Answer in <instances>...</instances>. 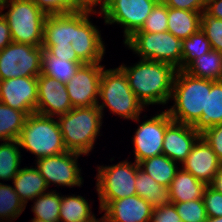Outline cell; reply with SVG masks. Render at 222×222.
<instances>
[{"label": "cell", "mask_w": 222, "mask_h": 222, "mask_svg": "<svg viewBox=\"0 0 222 222\" xmlns=\"http://www.w3.org/2000/svg\"><path fill=\"white\" fill-rule=\"evenodd\" d=\"M12 42L10 28L7 20L0 12V51L3 50L8 44Z\"/></svg>", "instance_id": "44"}, {"label": "cell", "mask_w": 222, "mask_h": 222, "mask_svg": "<svg viewBox=\"0 0 222 222\" xmlns=\"http://www.w3.org/2000/svg\"><path fill=\"white\" fill-rule=\"evenodd\" d=\"M157 4H166L168 0H156Z\"/></svg>", "instance_id": "49"}, {"label": "cell", "mask_w": 222, "mask_h": 222, "mask_svg": "<svg viewBox=\"0 0 222 222\" xmlns=\"http://www.w3.org/2000/svg\"><path fill=\"white\" fill-rule=\"evenodd\" d=\"M27 114L0 102V141L17 140Z\"/></svg>", "instance_id": "30"}, {"label": "cell", "mask_w": 222, "mask_h": 222, "mask_svg": "<svg viewBox=\"0 0 222 222\" xmlns=\"http://www.w3.org/2000/svg\"><path fill=\"white\" fill-rule=\"evenodd\" d=\"M7 20L13 42L42 47L47 14L32 0H4L0 12Z\"/></svg>", "instance_id": "5"}, {"label": "cell", "mask_w": 222, "mask_h": 222, "mask_svg": "<svg viewBox=\"0 0 222 222\" xmlns=\"http://www.w3.org/2000/svg\"><path fill=\"white\" fill-rule=\"evenodd\" d=\"M135 188L137 195L149 202L153 208L173 203L169 187L158 184L152 177L141 170L138 164Z\"/></svg>", "instance_id": "25"}, {"label": "cell", "mask_w": 222, "mask_h": 222, "mask_svg": "<svg viewBox=\"0 0 222 222\" xmlns=\"http://www.w3.org/2000/svg\"><path fill=\"white\" fill-rule=\"evenodd\" d=\"M95 222H105V221H104L103 218L101 217V218H99L98 220H96Z\"/></svg>", "instance_id": "51"}, {"label": "cell", "mask_w": 222, "mask_h": 222, "mask_svg": "<svg viewBox=\"0 0 222 222\" xmlns=\"http://www.w3.org/2000/svg\"><path fill=\"white\" fill-rule=\"evenodd\" d=\"M201 137L207 142L222 162V124L215 125L205 130L201 133Z\"/></svg>", "instance_id": "40"}, {"label": "cell", "mask_w": 222, "mask_h": 222, "mask_svg": "<svg viewBox=\"0 0 222 222\" xmlns=\"http://www.w3.org/2000/svg\"><path fill=\"white\" fill-rule=\"evenodd\" d=\"M200 28L209 40L211 48L222 52V19L211 17L203 11Z\"/></svg>", "instance_id": "36"}, {"label": "cell", "mask_w": 222, "mask_h": 222, "mask_svg": "<svg viewBox=\"0 0 222 222\" xmlns=\"http://www.w3.org/2000/svg\"><path fill=\"white\" fill-rule=\"evenodd\" d=\"M124 44L141 59L165 62L176 69L181 65L182 40L168 31L158 33L136 31Z\"/></svg>", "instance_id": "7"}, {"label": "cell", "mask_w": 222, "mask_h": 222, "mask_svg": "<svg viewBox=\"0 0 222 222\" xmlns=\"http://www.w3.org/2000/svg\"><path fill=\"white\" fill-rule=\"evenodd\" d=\"M150 222H182L174 204L153 208Z\"/></svg>", "instance_id": "41"}, {"label": "cell", "mask_w": 222, "mask_h": 222, "mask_svg": "<svg viewBox=\"0 0 222 222\" xmlns=\"http://www.w3.org/2000/svg\"><path fill=\"white\" fill-rule=\"evenodd\" d=\"M94 13L98 12L90 8L74 12V37L71 45L83 63H100L105 54L101 31L89 19V14Z\"/></svg>", "instance_id": "11"}, {"label": "cell", "mask_w": 222, "mask_h": 222, "mask_svg": "<svg viewBox=\"0 0 222 222\" xmlns=\"http://www.w3.org/2000/svg\"><path fill=\"white\" fill-rule=\"evenodd\" d=\"M42 48L47 50L56 58L66 59L67 61L83 63L76 55L72 45H42Z\"/></svg>", "instance_id": "42"}, {"label": "cell", "mask_w": 222, "mask_h": 222, "mask_svg": "<svg viewBox=\"0 0 222 222\" xmlns=\"http://www.w3.org/2000/svg\"><path fill=\"white\" fill-rule=\"evenodd\" d=\"M43 48L11 42L0 51V80L38 77L41 74Z\"/></svg>", "instance_id": "10"}, {"label": "cell", "mask_w": 222, "mask_h": 222, "mask_svg": "<svg viewBox=\"0 0 222 222\" xmlns=\"http://www.w3.org/2000/svg\"><path fill=\"white\" fill-rule=\"evenodd\" d=\"M207 90H211V80L177 70L171 94L174 105L166 110L171 119L193 125L206 112Z\"/></svg>", "instance_id": "2"}, {"label": "cell", "mask_w": 222, "mask_h": 222, "mask_svg": "<svg viewBox=\"0 0 222 222\" xmlns=\"http://www.w3.org/2000/svg\"><path fill=\"white\" fill-rule=\"evenodd\" d=\"M104 68L105 66L100 63H84L65 84L73 108L92 107L98 104Z\"/></svg>", "instance_id": "13"}, {"label": "cell", "mask_w": 222, "mask_h": 222, "mask_svg": "<svg viewBox=\"0 0 222 222\" xmlns=\"http://www.w3.org/2000/svg\"><path fill=\"white\" fill-rule=\"evenodd\" d=\"M208 0H168L167 7L175 9L203 12L206 9Z\"/></svg>", "instance_id": "43"}, {"label": "cell", "mask_w": 222, "mask_h": 222, "mask_svg": "<svg viewBox=\"0 0 222 222\" xmlns=\"http://www.w3.org/2000/svg\"><path fill=\"white\" fill-rule=\"evenodd\" d=\"M37 77H17L0 80V102L27 115L36 113Z\"/></svg>", "instance_id": "15"}, {"label": "cell", "mask_w": 222, "mask_h": 222, "mask_svg": "<svg viewBox=\"0 0 222 222\" xmlns=\"http://www.w3.org/2000/svg\"><path fill=\"white\" fill-rule=\"evenodd\" d=\"M184 71L197 78L222 80V52L211 49L192 61Z\"/></svg>", "instance_id": "26"}, {"label": "cell", "mask_w": 222, "mask_h": 222, "mask_svg": "<svg viewBox=\"0 0 222 222\" xmlns=\"http://www.w3.org/2000/svg\"><path fill=\"white\" fill-rule=\"evenodd\" d=\"M200 137L201 134L192 125L172 121L166 127L162 154L182 164Z\"/></svg>", "instance_id": "19"}, {"label": "cell", "mask_w": 222, "mask_h": 222, "mask_svg": "<svg viewBox=\"0 0 222 222\" xmlns=\"http://www.w3.org/2000/svg\"><path fill=\"white\" fill-rule=\"evenodd\" d=\"M47 15L68 14L84 9L78 0H32Z\"/></svg>", "instance_id": "37"}, {"label": "cell", "mask_w": 222, "mask_h": 222, "mask_svg": "<svg viewBox=\"0 0 222 222\" xmlns=\"http://www.w3.org/2000/svg\"><path fill=\"white\" fill-rule=\"evenodd\" d=\"M205 222H222V217H208Z\"/></svg>", "instance_id": "48"}, {"label": "cell", "mask_w": 222, "mask_h": 222, "mask_svg": "<svg viewBox=\"0 0 222 222\" xmlns=\"http://www.w3.org/2000/svg\"><path fill=\"white\" fill-rule=\"evenodd\" d=\"M25 208L14 187L0 183V221L15 220Z\"/></svg>", "instance_id": "34"}, {"label": "cell", "mask_w": 222, "mask_h": 222, "mask_svg": "<svg viewBox=\"0 0 222 222\" xmlns=\"http://www.w3.org/2000/svg\"><path fill=\"white\" fill-rule=\"evenodd\" d=\"M206 186L204 182L199 181L191 173L181 168L176 172L169 186L172 202L203 199Z\"/></svg>", "instance_id": "22"}, {"label": "cell", "mask_w": 222, "mask_h": 222, "mask_svg": "<svg viewBox=\"0 0 222 222\" xmlns=\"http://www.w3.org/2000/svg\"><path fill=\"white\" fill-rule=\"evenodd\" d=\"M201 12L168 7L167 31L180 40L189 38L201 27Z\"/></svg>", "instance_id": "24"}, {"label": "cell", "mask_w": 222, "mask_h": 222, "mask_svg": "<svg viewBox=\"0 0 222 222\" xmlns=\"http://www.w3.org/2000/svg\"><path fill=\"white\" fill-rule=\"evenodd\" d=\"M221 166L222 162L215 152L200 137L193 145L181 168L206 185H211Z\"/></svg>", "instance_id": "18"}, {"label": "cell", "mask_w": 222, "mask_h": 222, "mask_svg": "<svg viewBox=\"0 0 222 222\" xmlns=\"http://www.w3.org/2000/svg\"><path fill=\"white\" fill-rule=\"evenodd\" d=\"M211 49L209 40L200 28L189 38L182 40V61L177 70H184L192 61Z\"/></svg>", "instance_id": "33"}, {"label": "cell", "mask_w": 222, "mask_h": 222, "mask_svg": "<svg viewBox=\"0 0 222 222\" xmlns=\"http://www.w3.org/2000/svg\"><path fill=\"white\" fill-rule=\"evenodd\" d=\"M173 204L182 222H205L208 218L203 199Z\"/></svg>", "instance_id": "35"}, {"label": "cell", "mask_w": 222, "mask_h": 222, "mask_svg": "<svg viewBox=\"0 0 222 222\" xmlns=\"http://www.w3.org/2000/svg\"><path fill=\"white\" fill-rule=\"evenodd\" d=\"M168 7L165 4H156L138 31L149 33L166 32L168 25Z\"/></svg>", "instance_id": "38"}, {"label": "cell", "mask_w": 222, "mask_h": 222, "mask_svg": "<svg viewBox=\"0 0 222 222\" xmlns=\"http://www.w3.org/2000/svg\"><path fill=\"white\" fill-rule=\"evenodd\" d=\"M96 190L99 201H113L136 195L137 163L121 161L112 166H98Z\"/></svg>", "instance_id": "8"}, {"label": "cell", "mask_w": 222, "mask_h": 222, "mask_svg": "<svg viewBox=\"0 0 222 222\" xmlns=\"http://www.w3.org/2000/svg\"><path fill=\"white\" fill-rule=\"evenodd\" d=\"M34 200L32 212L34 220H44L50 222H59L61 195L55 190L40 194Z\"/></svg>", "instance_id": "32"}, {"label": "cell", "mask_w": 222, "mask_h": 222, "mask_svg": "<svg viewBox=\"0 0 222 222\" xmlns=\"http://www.w3.org/2000/svg\"><path fill=\"white\" fill-rule=\"evenodd\" d=\"M84 63L67 61L66 59L56 58L47 50L43 49L41 74L55 78L61 83H68L79 67Z\"/></svg>", "instance_id": "29"}, {"label": "cell", "mask_w": 222, "mask_h": 222, "mask_svg": "<svg viewBox=\"0 0 222 222\" xmlns=\"http://www.w3.org/2000/svg\"><path fill=\"white\" fill-rule=\"evenodd\" d=\"M203 201L208 217H222V193L211 185H207Z\"/></svg>", "instance_id": "39"}, {"label": "cell", "mask_w": 222, "mask_h": 222, "mask_svg": "<svg viewBox=\"0 0 222 222\" xmlns=\"http://www.w3.org/2000/svg\"><path fill=\"white\" fill-rule=\"evenodd\" d=\"M138 165L141 170L164 187L170 186L179 168L176 162L164 154L144 159Z\"/></svg>", "instance_id": "28"}, {"label": "cell", "mask_w": 222, "mask_h": 222, "mask_svg": "<svg viewBox=\"0 0 222 222\" xmlns=\"http://www.w3.org/2000/svg\"><path fill=\"white\" fill-rule=\"evenodd\" d=\"M101 216L105 222H150L153 207L139 195L113 201H99Z\"/></svg>", "instance_id": "16"}, {"label": "cell", "mask_w": 222, "mask_h": 222, "mask_svg": "<svg viewBox=\"0 0 222 222\" xmlns=\"http://www.w3.org/2000/svg\"><path fill=\"white\" fill-rule=\"evenodd\" d=\"M14 190L21 201L26 204L29 200L37 198L40 194L46 193L48 185L41 176L36 166L21 168L18 174L12 179Z\"/></svg>", "instance_id": "21"}, {"label": "cell", "mask_w": 222, "mask_h": 222, "mask_svg": "<svg viewBox=\"0 0 222 222\" xmlns=\"http://www.w3.org/2000/svg\"><path fill=\"white\" fill-rule=\"evenodd\" d=\"M88 200L82 196H61L59 222H95Z\"/></svg>", "instance_id": "27"}, {"label": "cell", "mask_w": 222, "mask_h": 222, "mask_svg": "<svg viewBox=\"0 0 222 222\" xmlns=\"http://www.w3.org/2000/svg\"><path fill=\"white\" fill-rule=\"evenodd\" d=\"M56 118L32 113L27 116L20 136V148L43 158L56 156L67 151Z\"/></svg>", "instance_id": "6"}, {"label": "cell", "mask_w": 222, "mask_h": 222, "mask_svg": "<svg viewBox=\"0 0 222 222\" xmlns=\"http://www.w3.org/2000/svg\"><path fill=\"white\" fill-rule=\"evenodd\" d=\"M219 124H222V80H211V90H207L206 112H202L192 127L201 134Z\"/></svg>", "instance_id": "23"}, {"label": "cell", "mask_w": 222, "mask_h": 222, "mask_svg": "<svg viewBox=\"0 0 222 222\" xmlns=\"http://www.w3.org/2000/svg\"><path fill=\"white\" fill-rule=\"evenodd\" d=\"M37 83L38 99L36 113L58 117L66 114L73 108L64 83L43 74L37 77Z\"/></svg>", "instance_id": "17"}, {"label": "cell", "mask_w": 222, "mask_h": 222, "mask_svg": "<svg viewBox=\"0 0 222 222\" xmlns=\"http://www.w3.org/2000/svg\"><path fill=\"white\" fill-rule=\"evenodd\" d=\"M74 37V12L47 15L42 45H69Z\"/></svg>", "instance_id": "20"}, {"label": "cell", "mask_w": 222, "mask_h": 222, "mask_svg": "<svg viewBox=\"0 0 222 222\" xmlns=\"http://www.w3.org/2000/svg\"><path fill=\"white\" fill-rule=\"evenodd\" d=\"M99 100L97 106L103 115L104 108L124 119L139 122V116L145 106L131 90L125 73L118 67L103 69L100 80Z\"/></svg>", "instance_id": "4"}, {"label": "cell", "mask_w": 222, "mask_h": 222, "mask_svg": "<svg viewBox=\"0 0 222 222\" xmlns=\"http://www.w3.org/2000/svg\"><path fill=\"white\" fill-rule=\"evenodd\" d=\"M173 120L168 112L162 111L142 122L137 128L134 138L135 162L138 164L144 159L162 154V146L166 127Z\"/></svg>", "instance_id": "14"}, {"label": "cell", "mask_w": 222, "mask_h": 222, "mask_svg": "<svg viewBox=\"0 0 222 222\" xmlns=\"http://www.w3.org/2000/svg\"><path fill=\"white\" fill-rule=\"evenodd\" d=\"M131 90L145 106L165 105L171 99L177 69L168 63L141 59L133 66L122 64Z\"/></svg>", "instance_id": "1"}, {"label": "cell", "mask_w": 222, "mask_h": 222, "mask_svg": "<svg viewBox=\"0 0 222 222\" xmlns=\"http://www.w3.org/2000/svg\"><path fill=\"white\" fill-rule=\"evenodd\" d=\"M156 4V0H105L98 13L104 16L105 24L124 27L125 42L142 28Z\"/></svg>", "instance_id": "9"}, {"label": "cell", "mask_w": 222, "mask_h": 222, "mask_svg": "<svg viewBox=\"0 0 222 222\" xmlns=\"http://www.w3.org/2000/svg\"><path fill=\"white\" fill-rule=\"evenodd\" d=\"M31 222H50V221H44V220H34V219H32V221Z\"/></svg>", "instance_id": "50"}, {"label": "cell", "mask_w": 222, "mask_h": 222, "mask_svg": "<svg viewBox=\"0 0 222 222\" xmlns=\"http://www.w3.org/2000/svg\"><path fill=\"white\" fill-rule=\"evenodd\" d=\"M211 186L222 193V166L219 169L217 175L215 176Z\"/></svg>", "instance_id": "47"}, {"label": "cell", "mask_w": 222, "mask_h": 222, "mask_svg": "<svg viewBox=\"0 0 222 222\" xmlns=\"http://www.w3.org/2000/svg\"><path fill=\"white\" fill-rule=\"evenodd\" d=\"M58 117L57 122L67 151L89 154L100 134L103 121L98 106L72 108Z\"/></svg>", "instance_id": "3"}, {"label": "cell", "mask_w": 222, "mask_h": 222, "mask_svg": "<svg viewBox=\"0 0 222 222\" xmlns=\"http://www.w3.org/2000/svg\"><path fill=\"white\" fill-rule=\"evenodd\" d=\"M85 8L94 9L100 4L101 6L104 4L105 0H78Z\"/></svg>", "instance_id": "46"}, {"label": "cell", "mask_w": 222, "mask_h": 222, "mask_svg": "<svg viewBox=\"0 0 222 222\" xmlns=\"http://www.w3.org/2000/svg\"><path fill=\"white\" fill-rule=\"evenodd\" d=\"M18 140L3 141L0 144V180L13 179L19 172L21 153Z\"/></svg>", "instance_id": "31"}, {"label": "cell", "mask_w": 222, "mask_h": 222, "mask_svg": "<svg viewBox=\"0 0 222 222\" xmlns=\"http://www.w3.org/2000/svg\"><path fill=\"white\" fill-rule=\"evenodd\" d=\"M205 12L211 17L222 19V0H208Z\"/></svg>", "instance_id": "45"}, {"label": "cell", "mask_w": 222, "mask_h": 222, "mask_svg": "<svg viewBox=\"0 0 222 222\" xmlns=\"http://www.w3.org/2000/svg\"><path fill=\"white\" fill-rule=\"evenodd\" d=\"M80 155L83 154L66 151L56 156L39 158L36 160V168L45 179L48 187H50V184L80 187L83 184L81 169L77 163Z\"/></svg>", "instance_id": "12"}]
</instances>
